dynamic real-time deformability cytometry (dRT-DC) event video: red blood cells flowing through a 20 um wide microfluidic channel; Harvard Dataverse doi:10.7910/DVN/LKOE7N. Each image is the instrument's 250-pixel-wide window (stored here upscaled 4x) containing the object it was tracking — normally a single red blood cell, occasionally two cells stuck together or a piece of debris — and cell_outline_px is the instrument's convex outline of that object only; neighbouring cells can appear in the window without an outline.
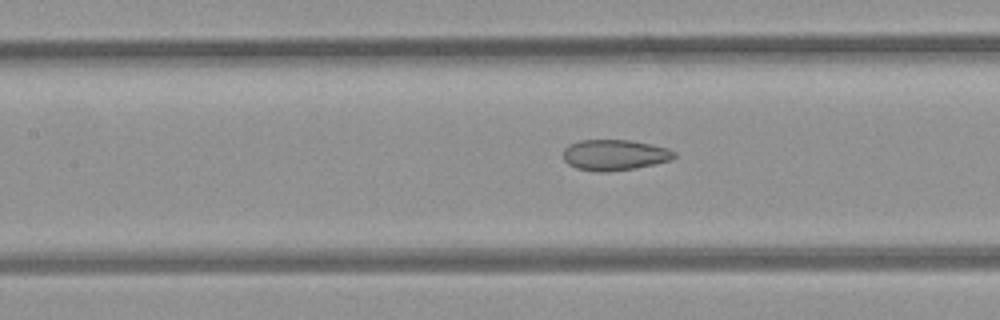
{"species": "common noctule bat (a hibernating species)", "species_latin": "Nyctalus noctula", "temperature_condition": "room temperature", "stored_images_in_passage": 12, "camera_frame_rate_fps": 3000, "um_per_image_px": 0.085, "animal": {"sex": "female", "body_mass_g": 21.9}, "frame": {"image": 1, "passage_image": 10, "time_ms": 3.0, "image_size_px": [1000, 320], "cell_outline_px": [[676, 156], [672, 160], [656, 164], [636, 168], [608, 172], [596, 172], [576, 168], [568, 164], [564, 160], [564, 148], [568, 144], [580, 140], [628, 140], [668, 148], [676, 152]], "centroid_in_image_um": [52.24, 13.18], "position_along_channel_um": 155.2, "area_um2": 20.06}}